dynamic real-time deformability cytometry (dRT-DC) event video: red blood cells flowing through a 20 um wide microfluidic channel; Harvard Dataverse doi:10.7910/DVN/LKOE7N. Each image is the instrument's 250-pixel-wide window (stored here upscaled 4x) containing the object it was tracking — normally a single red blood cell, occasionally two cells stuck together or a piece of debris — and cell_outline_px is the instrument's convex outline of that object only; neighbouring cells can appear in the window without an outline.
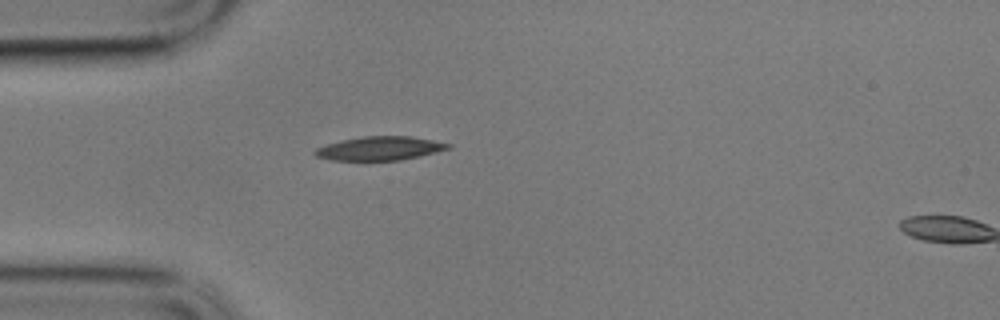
{"species": "common noctule bat (a hibernating species)", "species_latin": "Nyctalus noctula", "temperature_condition": "cold", "stored_images_in_passage": 3, "camera_frame_rate_fps": 3000, "um_per_image_px": 0.085, "animal": {"sex": "male", "body_mass_g": 17.9}, "frame": {"image": 1, "passage_image": 1, "time_ms": 0.0, "image_size_px": [1000, 320], "cell_outline_px": [[452, 148], [420, 156], [400, 160], [332, 160], [316, 156], [312, 152], [316, 148], [324, 144], [364, 136], [412, 136], [452, 144]], "centroid_in_image_um": [32.29, 12.61], "position_along_channel_um": 52.7, "area_um2": 18.44}}